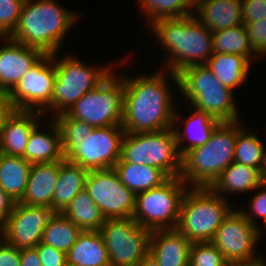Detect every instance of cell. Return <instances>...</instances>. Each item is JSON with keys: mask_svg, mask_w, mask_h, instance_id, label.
<instances>
[{"mask_svg": "<svg viewBox=\"0 0 266 266\" xmlns=\"http://www.w3.org/2000/svg\"><path fill=\"white\" fill-rule=\"evenodd\" d=\"M167 75L178 88L177 75L165 69L157 70L148 76H122V127L125 132L145 133L172 128L176 108L172 85H169Z\"/></svg>", "mask_w": 266, "mask_h": 266, "instance_id": "6da1fadb", "label": "cell"}, {"mask_svg": "<svg viewBox=\"0 0 266 266\" xmlns=\"http://www.w3.org/2000/svg\"><path fill=\"white\" fill-rule=\"evenodd\" d=\"M149 26L167 53L162 68L176 75L187 67L206 64L213 54V34L193 14L160 19Z\"/></svg>", "mask_w": 266, "mask_h": 266, "instance_id": "7a4b0ae2", "label": "cell"}, {"mask_svg": "<svg viewBox=\"0 0 266 266\" xmlns=\"http://www.w3.org/2000/svg\"><path fill=\"white\" fill-rule=\"evenodd\" d=\"M79 19V14L66 10L56 0H25L9 38L44 54H54Z\"/></svg>", "mask_w": 266, "mask_h": 266, "instance_id": "3957f363", "label": "cell"}, {"mask_svg": "<svg viewBox=\"0 0 266 266\" xmlns=\"http://www.w3.org/2000/svg\"><path fill=\"white\" fill-rule=\"evenodd\" d=\"M237 121L222 122L204 145L182 157L180 178L189 187H210L234 161Z\"/></svg>", "mask_w": 266, "mask_h": 266, "instance_id": "277c9868", "label": "cell"}, {"mask_svg": "<svg viewBox=\"0 0 266 266\" xmlns=\"http://www.w3.org/2000/svg\"><path fill=\"white\" fill-rule=\"evenodd\" d=\"M178 91L191 106L208 112L220 122L240 121L234 91L223 86L204 64L187 67L177 74Z\"/></svg>", "mask_w": 266, "mask_h": 266, "instance_id": "5b68a950", "label": "cell"}, {"mask_svg": "<svg viewBox=\"0 0 266 266\" xmlns=\"http://www.w3.org/2000/svg\"><path fill=\"white\" fill-rule=\"evenodd\" d=\"M226 197L210 187H192L185 192L176 229L192 243L211 242L216 230L233 210Z\"/></svg>", "mask_w": 266, "mask_h": 266, "instance_id": "8992f818", "label": "cell"}, {"mask_svg": "<svg viewBox=\"0 0 266 266\" xmlns=\"http://www.w3.org/2000/svg\"><path fill=\"white\" fill-rule=\"evenodd\" d=\"M57 57L58 52L55 53L56 79L51 96L53 118L67 112L85 93L97 88L116 67L114 63L104 67L88 66L74 55L67 54L60 60Z\"/></svg>", "mask_w": 266, "mask_h": 266, "instance_id": "52a82bcc", "label": "cell"}, {"mask_svg": "<svg viewBox=\"0 0 266 266\" xmlns=\"http://www.w3.org/2000/svg\"><path fill=\"white\" fill-rule=\"evenodd\" d=\"M118 161L159 168L169 177L180 176L182 170V157L172 128L145 133L125 132Z\"/></svg>", "mask_w": 266, "mask_h": 266, "instance_id": "ba28073f", "label": "cell"}, {"mask_svg": "<svg viewBox=\"0 0 266 266\" xmlns=\"http://www.w3.org/2000/svg\"><path fill=\"white\" fill-rule=\"evenodd\" d=\"M189 186L178 177L136 194L134 220L151 231L176 229L183 196Z\"/></svg>", "mask_w": 266, "mask_h": 266, "instance_id": "9c48e42d", "label": "cell"}, {"mask_svg": "<svg viewBox=\"0 0 266 266\" xmlns=\"http://www.w3.org/2000/svg\"><path fill=\"white\" fill-rule=\"evenodd\" d=\"M122 125L93 128L83 139H61L64 158L91 170L114 168L121 158Z\"/></svg>", "mask_w": 266, "mask_h": 266, "instance_id": "30bf717a", "label": "cell"}, {"mask_svg": "<svg viewBox=\"0 0 266 266\" xmlns=\"http://www.w3.org/2000/svg\"><path fill=\"white\" fill-rule=\"evenodd\" d=\"M108 76L97 88L85 93L66 113L93 128L122 125L124 83L120 74ZM121 77V78H120Z\"/></svg>", "mask_w": 266, "mask_h": 266, "instance_id": "8fae6325", "label": "cell"}, {"mask_svg": "<svg viewBox=\"0 0 266 266\" xmlns=\"http://www.w3.org/2000/svg\"><path fill=\"white\" fill-rule=\"evenodd\" d=\"M98 231L106 244L110 266H136L150 253L152 231L134 218L105 219Z\"/></svg>", "mask_w": 266, "mask_h": 266, "instance_id": "7c38bea8", "label": "cell"}, {"mask_svg": "<svg viewBox=\"0 0 266 266\" xmlns=\"http://www.w3.org/2000/svg\"><path fill=\"white\" fill-rule=\"evenodd\" d=\"M55 79V53L44 54L9 92L15 110L38 111L46 116L51 111Z\"/></svg>", "mask_w": 266, "mask_h": 266, "instance_id": "4fadbf2b", "label": "cell"}, {"mask_svg": "<svg viewBox=\"0 0 266 266\" xmlns=\"http://www.w3.org/2000/svg\"><path fill=\"white\" fill-rule=\"evenodd\" d=\"M262 231L233 209L216 230L211 243L230 264L264 261L255 253Z\"/></svg>", "mask_w": 266, "mask_h": 266, "instance_id": "5bb4252c", "label": "cell"}, {"mask_svg": "<svg viewBox=\"0 0 266 266\" xmlns=\"http://www.w3.org/2000/svg\"><path fill=\"white\" fill-rule=\"evenodd\" d=\"M84 190L105 219L133 218L136 194L121 182L114 168L89 171Z\"/></svg>", "mask_w": 266, "mask_h": 266, "instance_id": "9a60e30c", "label": "cell"}, {"mask_svg": "<svg viewBox=\"0 0 266 266\" xmlns=\"http://www.w3.org/2000/svg\"><path fill=\"white\" fill-rule=\"evenodd\" d=\"M55 214L50 207L15 202L11 214L0 229V237L19 250L35 248L42 240L44 228Z\"/></svg>", "mask_w": 266, "mask_h": 266, "instance_id": "2e32d148", "label": "cell"}, {"mask_svg": "<svg viewBox=\"0 0 266 266\" xmlns=\"http://www.w3.org/2000/svg\"><path fill=\"white\" fill-rule=\"evenodd\" d=\"M1 40L4 44H0V91L9 93L44 53L9 37Z\"/></svg>", "mask_w": 266, "mask_h": 266, "instance_id": "e0dca14e", "label": "cell"}, {"mask_svg": "<svg viewBox=\"0 0 266 266\" xmlns=\"http://www.w3.org/2000/svg\"><path fill=\"white\" fill-rule=\"evenodd\" d=\"M192 108L193 113L190 112V116H188L186 120H183L185 123L183 125L184 128L182 129L178 127L180 125V116L177 113L178 111L175 110L174 113L172 129L175 133L177 149L181 157H183L191 149L202 146L208 142L214 130L222 123L212 117L208 112L201 111L194 107ZM184 142H187L188 144L186 143L185 146H183Z\"/></svg>", "mask_w": 266, "mask_h": 266, "instance_id": "ac0fdd59", "label": "cell"}, {"mask_svg": "<svg viewBox=\"0 0 266 266\" xmlns=\"http://www.w3.org/2000/svg\"><path fill=\"white\" fill-rule=\"evenodd\" d=\"M192 242L177 229L152 231L150 254L159 266H189Z\"/></svg>", "mask_w": 266, "mask_h": 266, "instance_id": "d6986e66", "label": "cell"}, {"mask_svg": "<svg viewBox=\"0 0 266 266\" xmlns=\"http://www.w3.org/2000/svg\"><path fill=\"white\" fill-rule=\"evenodd\" d=\"M193 15L211 32L242 25L241 0H194Z\"/></svg>", "mask_w": 266, "mask_h": 266, "instance_id": "ffe728a7", "label": "cell"}, {"mask_svg": "<svg viewBox=\"0 0 266 266\" xmlns=\"http://www.w3.org/2000/svg\"><path fill=\"white\" fill-rule=\"evenodd\" d=\"M41 116H44L43 113L38 111L15 110L6 120L1 133L0 153L23 157L29 136L43 118Z\"/></svg>", "mask_w": 266, "mask_h": 266, "instance_id": "44dd1931", "label": "cell"}, {"mask_svg": "<svg viewBox=\"0 0 266 266\" xmlns=\"http://www.w3.org/2000/svg\"><path fill=\"white\" fill-rule=\"evenodd\" d=\"M52 119V120H51ZM47 126L49 132L41 131L38 123L31 132L23 158L31 164L52 163L64 160L61 133L52 117Z\"/></svg>", "mask_w": 266, "mask_h": 266, "instance_id": "7402d4cb", "label": "cell"}, {"mask_svg": "<svg viewBox=\"0 0 266 266\" xmlns=\"http://www.w3.org/2000/svg\"><path fill=\"white\" fill-rule=\"evenodd\" d=\"M59 176V161L32 164L24 196L19 201L31 206L51 207Z\"/></svg>", "mask_w": 266, "mask_h": 266, "instance_id": "603a6c76", "label": "cell"}, {"mask_svg": "<svg viewBox=\"0 0 266 266\" xmlns=\"http://www.w3.org/2000/svg\"><path fill=\"white\" fill-rule=\"evenodd\" d=\"M262 183V172L260 169L233 161L214 181L210 188L217 195L224 197L226 193L234 195L233 193L240 194L255 191Z\"/></svg>", "mask_w": 266, "mask_h": 266, "instance_id": "cb8c5ba5", "label": "cell"}, {"mask_svg": "<svg viewBox=\"0 0 266 266\" xmlns=\"http://www.w3.org/2000/svg\"><path fill=\"white\" fill-rule=\"evenodd\" d=\"M89 170L67 161H59V176L50 207L56 213H61L71 200L85 188Z\"/></svg>", "mask_w": 266, "mask_h": 266, "instance_id": "d4e9b609", "label": "cell"}, {"mask_svg": "<svg viewBox=\"0 0 266 266\" xmlns=\"http://www.w3.org/2000/svg\"><path fill=\"white\" fill-rule=\"evenodd\" d=\"M66 257L67 263L75 266H110L108 250L99 231H82Z\"/></svg>", "mask_w": 266, "mask_h": 266, "instance_id": "484cf974", "label": "cell"}, {"mask_svg": "<svg viewBox=\"0 0 266 266\" xmlns=\"http://www.w3.org/2000/svg\"><path fill=\"white\" fill-rule=\"evenodd\" d=\"M205 65L223 86L233 91L245 84L252 68L244 55L229 53H213Z\"/></svg>", "mask_w": 266, "mask_h": 266, "instance_id": "4316f807", "label": "cell"}, {"mask_svg": "<svg viewBox=\"0 0 266 266\" xmlns=\"http://www.w3.org/2000/svg\"><path fill=\"white\" fill-rule=\"evenodd\" d=\"M31 166L23 157L0 153V187L14 202L25 194Z\"/></svg>", "mask_w": 266, "mask_h": 266, "instance_id": "83f0119b", "label": "cell"}, {"mask_svg": "<svg viewBox=\"0 0 266 266\" xmlns=\"http://www.w3.org/2000/svg\"><path fill=\"white\" fill-rule=\"evenodd\" d=\"M114 169L121 182L135 194L158 187L170 178L159 168L126 161H117Z\"/></svg>", "mask_w": 266, "mask_h": 266, "instance_id": "f1b7e54d", "label": "cell"}, {"mask_svg": "<svg viewBox=\"0 0 266 266\" xmlns=\"http://www.w3.org/2000/svg\"><path fill=\"white\" fill-rule=\"evenodd\" d=\"M61 214L82 231H98L105 222L99 207L85 190L79 192Z\"/></svg>", "mask_w": 266, "mask_h": 266, "instance_id": "f546056e", "label": "cell"}, {"mask_svg": "<svg viewBox=\"0 0 266 266\" xmlns=\"http://www.w3.org/2000/svg\"><path fill=\"white\" fill-rule=\"evenodd\" d=\"M212 34L213 53L244 55L250 62L259 59L252 51L244 24L218 30Z\"/></svg>", "mask_w": 266, "mask_h": 266, "instance_id": "4dcf8cb0", "label": "cell"}, {"mask_svg": "<svg viewBox=\"0 0 266 266\" xmlns=\"http://www.w3.org/2000/svg\"><path fill=\"white\" fill-rule=\"evenodd\" d=\"M82 230L61 213H56L44 228L41 243L65 253L74 245Z\"/></svg>", "mask_w": 266, "mask_h": 266, "instance_id": "1f68e13d", "label": "cell"}, {"mask_svg": "<svg viewBox=\"0 0 266 266\" xmlns=\"http://www.w3.org/2000/svg\"><path fill=\"white\" fill-rule=\"evenodd\" d=\"M148 25L160 19L183 18L194 13V0H137Z\"/></svg>", "mask_w": 266, "mask_h": 266, "instance_id": "d6a6232c", "label": "cell"}, {"mask_svg": "<svg viewBox=\"0 0 266 266\" xmlns=\"http://www.w3.org/2000/svg\"><path fill=\"white\" fill-rule=\"evenodd\" d=\"M237 121V140L235 143L234 161L239 164L258 168L262 171L265 143L256 134L243 128Z\"/></svg>", "mask_w": 266, "mask_h": 266, "instance_id": "836d02e7", "label": "cell"}, {"mask_svg": "<svg viewBox=\"0 0 266 266\" xmlns=\"http://www.w3.org/2000/svg\"><path fill=\"white\" fill-rule=\"evenodd\" d=\"M230 263L211 242H195L189 251V266H228Z\"/></svg>", "mask_w": 266, "mask_h": 266, "instance_id": "e575fe53", "label": "cell"}, {"mask_svg": "<svg viewBox=\"0 0 266 266\" xmlns=\"http://www.w3.org/2000/svg\"><path fill=\"white\" fill-rule=\"evenodd\" d=\"M25 0H0V37H9L17 26Z\"/></svg>", "mask_w": 266, "mask_h": 266, "instance_id": "d590c367", "label": "cell"}, {"mask_svg": "<svg viewBox=\"0 0 266 266\" xmlns=\"http://www.w3.org/2000/svg\"><path fill=\"white\" fill-rule=\"evenodd\" d=\"M54 119L59 126L61 139H83L93 130L88 123L72 118L66 112L55 116Z\"/></svg>", "mask_w": 266, "mask_h": 266, "instance_id": "8d00e7d4", "label": "cell"}, {"mask_svg": "<svg viewBox=\"0 0 266 266\" xmlns=\"http://www.w3.org/2000/svg\"><path fill=\"white\" fill-rule=\"evenodd\" d=\"M255 190H258L256 194L252 197L249 205V211L244 209H238L239 212L254 226L260 229V226L255 222L256 218L262 219L264 222L266 231V183H262ZM260 190V191H259ZM255 218V219H254ZM259 226V227H258Z\"/></svg>", "mask_w": 266, "mask_h": 266, "instance_id": "74e56055", "label": "cell"}, {"mask_svg": "<svg viewBox=\"0 0 266 266\" xmlns=\"http://www.w3.org/2000/svg\"><path fill=\"white\" fill-rule=\"evenodd\" d=\"M252 51L259 58L266 55V18L244 24Z\"/></svg>", "mask_w": 266, "mask_h": 266, "instance_id": "f35d334b", "label": "cell"}, {"mask_svg": "<svg viewBox=\"0 0 266 266\" xmlns=\"http://www.w3.org/2000/svg\"><path fill=\"white\" fill-rule=\"evenodd\" d=\"M35 249L42 266H64L67 263L66 253L50 245L40 242Z\"/></svg>", "mask_w": 266, "mask_h": 266, "instance_id": "ab89813d", "label": "cell"}, {"mask_svg": "<svg viewBox=\"0 0 266 266\" xmlns=\"http://www.w3.org/2000/svg\"><path fill=\"white\" fill-rule=\"evenodd\" d=\"M243 24L266 18V0H241Z\"/></svg>", "mask_w": 266, "mask_h": 266, "instance_id": "60d3db41", "label": "cell"}, {"mask_svg": "<svg viewBox=\"0 0 266 266\" xmlns=\"http://www.w3.org/2000/svg\"><path fill=\"white\" fill-rule=\"evenodd\" d=\"M0 266H20V250L0 237Z\"/></svg>", "mask_w": 266, "mask_h": 266, "instance_id": "b9f144b4", "label": "cell"}, {"mask_svg": "<svg viewBox=\"0 0 266 266\" xmlns=\"http://www.w3.org/2000/svg\"><path fill=\"white\" fill-rule=\"evenodd\" d=\"M15 108L9 98V93L0 91V137L6 120L14 113Z\"/></svg>", "mask_w": 266, "mask_h": 266, "instance_id": "7bdbcfd3", "label": "cell"}, {"mask_svg": "<svg viewBox=\"0 0 266 266\" xmlns=\"http://www.w3.org/2000/svg\"><path fill=\"white\" fill-rule=\"evenodd\" d=\"M15 202L0 187V229L11 214Z\"/></svg>", "mask_w": 266, "mask_h": 266, "instance_id": "ee69618b", "label": "cell"}, {"mask_svg": "<svg viewBox=\"0 0 266 266\" xmlns=\"http://www.w3.org/2000/svg\"><path fill=\"white\" fill-rule=\"evenodd\" d=\"M20 266H42L35 248L20 250Z\"/></svg>", "mask_w": 266, "mask_h": 266, "instance_id": "f6af8a7d", "label": "cell"}, {"mask_svg": "<svg viewBox=\"0 0 266 266\" xmlns=\"http://www.w3.org/2000/svg\"><path fill=\"white\" fill-rule=\"evenodd\" d=\"M136 266H159L155 258L149 253Z\"/></svg>", "mask_w": 266, "mask_h": 266, "instance_id": "bcb514c9", "label": "cell"}, {"mask_svg": "<svg viewBox=\"0 0 266 266\" xmlns=\"http://www.w3.org/2000/svg\"><path fill=\"white\" fill-rule=\"evenodd\" d=\"M228 266H266V261H258V262H253V263L229 264Z\"/></svg>", "mask_w": 266, "mask_h": 266, "instance_id": "7dc6e473", "label": "cell"}, {"mask_svg": "<svg viewBox=\"0 0 266 266\" xmlns=\"http://www.w3.org/2000/svg\"><path fill=\"white\" fill-rule=\"evenodd\" d=\"M261 172H262L263 183H266V149H264V163Z\"/></svg>", "mask_w": 266, "mask_h": 266, "instance_id": "c3c4849f", "label": "cell"}, {"mask_svg": "<svg viewBox=\"0 0 266 266\" xmlns=\"http://www.w3.org/2000/svg\"><path fill=\"white\" fill-rule=\"evenodd\" d=\"M64 266H75V265H72V264L66 263Z\"/></svg>", "mask_w": 266, "mask_h": 266, "instance_id": "681fc988", "label": "cell"}]
</instances>
